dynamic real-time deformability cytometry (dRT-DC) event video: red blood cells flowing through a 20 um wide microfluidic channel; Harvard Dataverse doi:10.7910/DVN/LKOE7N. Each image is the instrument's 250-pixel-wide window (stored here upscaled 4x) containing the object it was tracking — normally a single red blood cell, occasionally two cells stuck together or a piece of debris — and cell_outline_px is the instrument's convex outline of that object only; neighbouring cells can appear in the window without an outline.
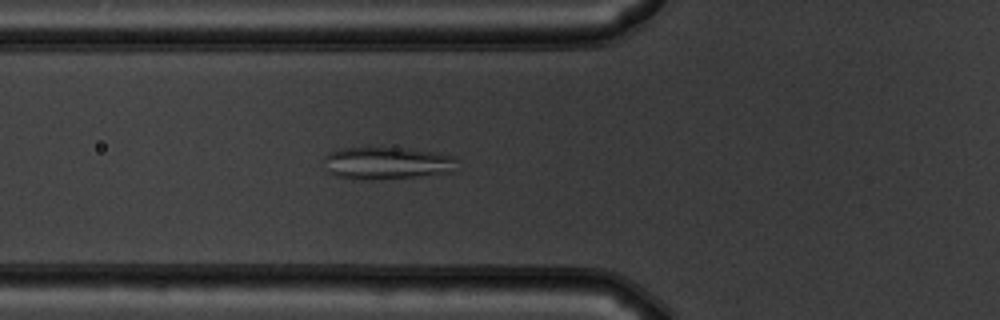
{"species": "common noctule bat (a hibernating species)", "species_latin": "Nyctalus noctula", "temperature_condition": "warm", "stored_images_in_passage": 3, "camera_frame_rate_fps": 3000, "um_per_image_px": 0.085, "animal": {"sex": "male", "body_mass_g": 19.5, "forearm_length_mm": 54.6}, "frame": {"image": 1, "passage_image": 3, "time_ms": 2.0, "image_size_px": [1000, 320], "cell_outline_px": [[456, 172], [416, 176], [372, 180], [360, 180], [336, 176], [320, 168], [324, 156], [328, 152], [340, 148], [404, 148], [440, 152], [456, 156]], "centroid_in_image_um": [32.85, 13.87], "position_along_channel_um": 92.9, "area_um2": 25.84}}